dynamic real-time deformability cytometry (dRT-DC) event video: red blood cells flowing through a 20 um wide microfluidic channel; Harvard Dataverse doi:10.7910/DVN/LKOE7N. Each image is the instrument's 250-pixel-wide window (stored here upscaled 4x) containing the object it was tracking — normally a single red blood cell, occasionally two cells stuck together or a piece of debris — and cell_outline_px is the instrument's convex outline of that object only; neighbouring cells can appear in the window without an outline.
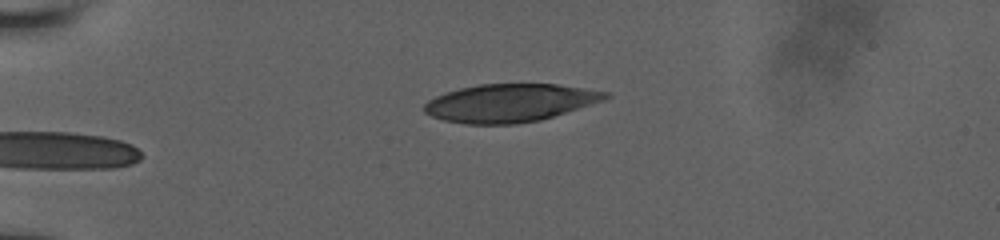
{"species": "human", "species_latin": "Homo sapiens", "temperature_condition": "room temperature", "stored_images_in_passage": 2, "camera_frame_rate_fps": 3000, "um_per_image_px": 0.085, "donor": {"sex": "male"}, "frame": {"image": 1, "passage_image": 2, "time_ms": 1.0, "image_size_px": [1000, 240], "cell_outline_px": [[612, 96], [604, 100], [540, 120], [516, 124], [464, 124], [444, 120], [432, 116], [424, 112], [424, 104], [428, 100], [436, 96], [460, 88], [480, 84], [556, 84], [584, 88], [608, 92]], "centroid_in_image_um": [43.34, 8.75], "position_along_channel_um": 41.7, "area_um2": 39.88}}